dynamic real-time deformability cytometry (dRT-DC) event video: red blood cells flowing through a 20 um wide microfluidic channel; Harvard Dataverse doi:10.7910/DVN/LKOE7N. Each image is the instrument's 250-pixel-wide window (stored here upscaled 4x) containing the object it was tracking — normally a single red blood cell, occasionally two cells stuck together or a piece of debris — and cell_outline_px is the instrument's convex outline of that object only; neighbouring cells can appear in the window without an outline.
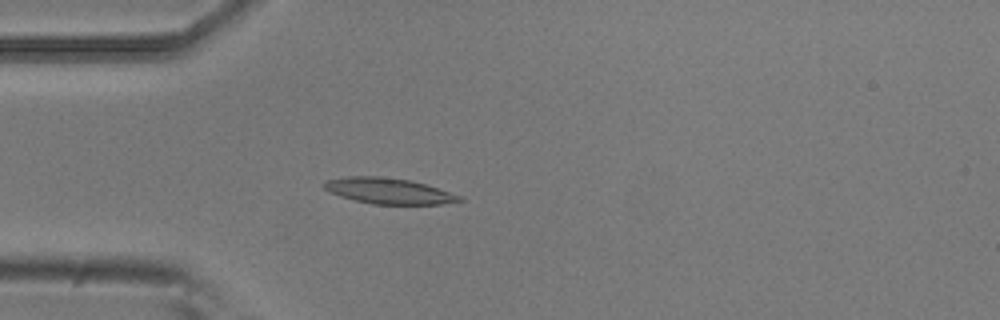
{"species": "common noctule bat (a hibernating species)", "species_latin": "Nyctalus noctula", "temperature_condition": "room temperature", "stored_images_in_passage": 3, "camera_frame_rate_fps": 3000, "um_per_image_px": 0.085, "animal": {"sex": "male", "body_mass_g": 20.5, "forearm_length_mm": 52.5}, "frame": {"image": 1, "passage_image": 3, "time_ms": 0.667, "image_size_px": [1000, 320], "cell_outline_px": [[464, 200], [440, 204], [372, 204], [340, 196], [324, 188], [324, 184], [328, 180], [348, 176], [380, 176], [412, 180], [428, 184], [460, 196]], "centroid_in_image_um": [33.07, 16.22], "position_along_channel_um": 51.9, "area_um2": 20.17}}